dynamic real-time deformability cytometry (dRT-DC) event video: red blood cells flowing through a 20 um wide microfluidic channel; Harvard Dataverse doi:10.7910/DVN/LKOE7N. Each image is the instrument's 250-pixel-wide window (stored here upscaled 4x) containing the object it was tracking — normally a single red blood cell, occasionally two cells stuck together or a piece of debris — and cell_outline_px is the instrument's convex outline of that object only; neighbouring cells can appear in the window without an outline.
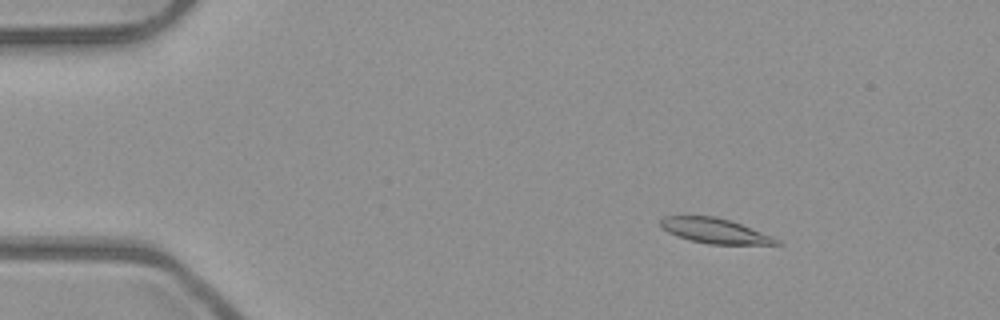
{"species": "common noctule bat (a hibernating species)", "species_latin": "Nyctalus noctula", "temperature_condition": "room temperature", "stored_images_in_passage": 6, "camera_frame_rate_fps": 3000, "um_per_image_px": 0.085, "animal": {"sex": "male", "body_mass_g": 23.1, "forearm_length_mm": 52.7}, "frame": {"image": 1, "passage_image": 2, "time_ms": 0.333, "image_size_px": [1000, 320], "cell_outline_px": [[784, 244], [708, 244], [676, 236], [660, 228], [660, 220], [664, 216], [716, 216], [740, 224], [772, 236], [780, 240]], "centroid_in_image_um": [60.73, 19.62], "position_along_channel_um": 24.3, "area_um2": 16.76}}
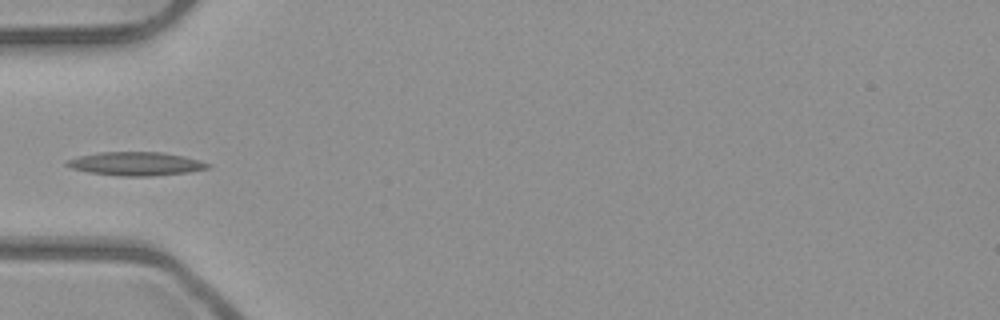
{"frame": {"image": 2, "passage_image": 5, "time_ms": 1.333, "image_size_px": [1000, 320], "cell_outline_px": [[212, 164], [208, 168], [188, 172], [156, 176], [120, 176], [88, 172], [72, 168], [64, 164], [64, 160], [80, 156], [100, 152], [160, 152], [184, 156], [200, 160]], "centroid_in_image_um": [11.55, 13.92], "position_along_channel_um": 73.5, "area_um2": 19.42}}
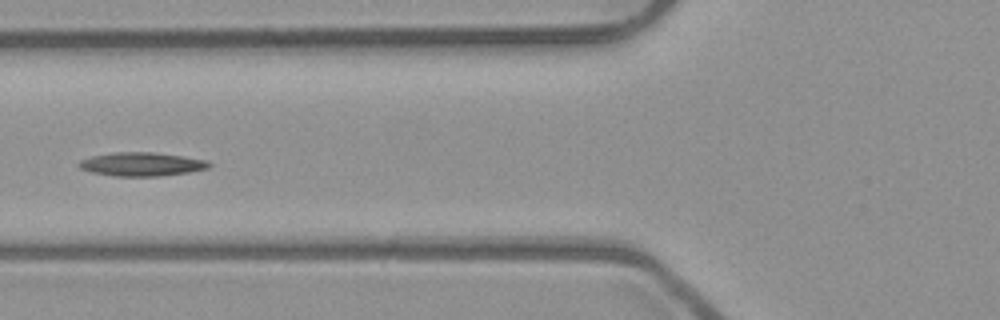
{"frame": {"image": 3, "passage_image": 6, "time_ms": 1.667, "image_size_px": [1000, 320], "cell_outline_px": [[212, 164], [208, 168], [188, 172], [160, 176], [112, 176], [92, 172], [80, 168], [76, 164], [80, 160], [92, 156], [116, 152], [152, 152], [208, 160]], "centroid_in_image_um": [12.02, 13.96], "position_along_channel_um": 113.8, "area_um2": 17.86}}